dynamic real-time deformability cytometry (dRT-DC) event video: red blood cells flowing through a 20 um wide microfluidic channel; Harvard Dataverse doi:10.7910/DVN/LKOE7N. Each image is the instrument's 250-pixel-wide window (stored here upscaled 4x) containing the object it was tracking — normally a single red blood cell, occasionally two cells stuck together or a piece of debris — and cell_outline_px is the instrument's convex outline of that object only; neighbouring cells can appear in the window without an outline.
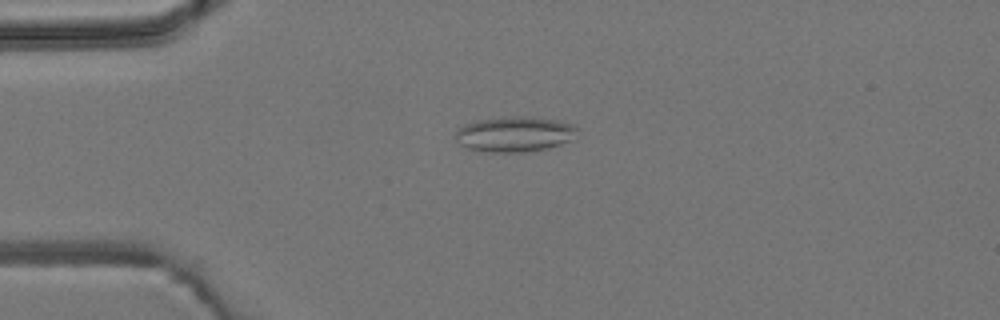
{"species": "common noctule bat (a hibernating species)", "species_latin": "Nyctalus noctula", "temperature_condition": "room temperature", "stored_images_in_passage": 4, "camera_frame_rate_fps": 3000, "um_per_image_px": 0.085, "animal": {"sex": "male", "body_mass_g": 19.2, "forearm_length_mm": 51.8}, "frame": {"image": 1, "passage_image": 1, "time_ms": 0.0, "image_size_px": [1000, 320], "cell_outline_px": [[580, 128], [576, 140], [544, 148], [524, 152], [492, 152], [468, 148], [460, 144], [456, 140], [456, 132], [464, 124], [476, 120], [504, 116], [524, 116], [556, 120], [572, 124]], "centroid_in_image_um": [43.8, 11.39], "position_along_channel_um": 41.2, "area_um2": 25.26}}
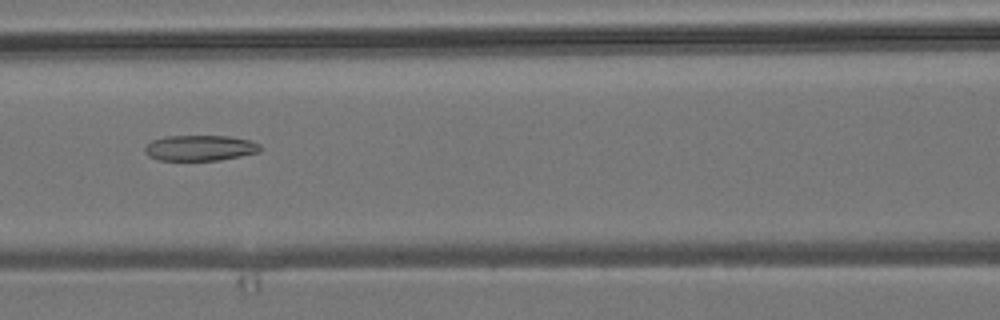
{"frame": {"image": 2, "passage_image": 4, "time_ms": 3.333, "image_size_px": [1000, 320], "cell_outline_px": [[264, 148], [260, 152], [220, 160], [160, 160], [148, 156], [144, 152], [144, 148], [152, 140], [164, 136], [228, 136], [252, 140], [260, 144]], "centroid_in_image_um": [17.04, 12.57], "position_along_channel_um": 149.6, "area_um2": 17.4}}